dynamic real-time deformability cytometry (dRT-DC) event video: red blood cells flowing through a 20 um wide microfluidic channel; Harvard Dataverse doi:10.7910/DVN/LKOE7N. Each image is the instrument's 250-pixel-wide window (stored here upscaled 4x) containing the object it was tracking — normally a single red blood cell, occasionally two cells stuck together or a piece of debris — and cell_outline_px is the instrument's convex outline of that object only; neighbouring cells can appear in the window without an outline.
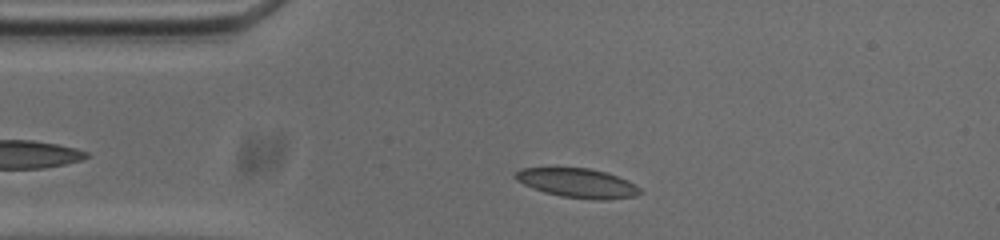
{"species": "common noctule bat (a hibernating species)", "species_latin": "Nyctalus noctula", "temperature_condition": "cold", "stored_images_in_passage": 41, "camera_frame_rate_fps": 3000, "um_per_image_px": 0.085, "animal": {"sex": "male", "body_mass_g": 20.0, "forearm_length_mm": 53.3}, "frame": {"image": 1, "passage_image": 6, "time_ms": 1.667, "image_size_px": [1000, 240], "cell_outline_px": [[640, 192], [636, 196], [608, 200], [592, 200], [560, 196], [544, 192], [532, 188], [516, 180], [512, 176], [520, 168], [588, 168], [604, 172], [628, 180], [636, 184], [640, 188]], "centroid_in_image_um": [49.09, 15.57], "position_along_channel_um": 35.9, "area_um2": 21.33}}
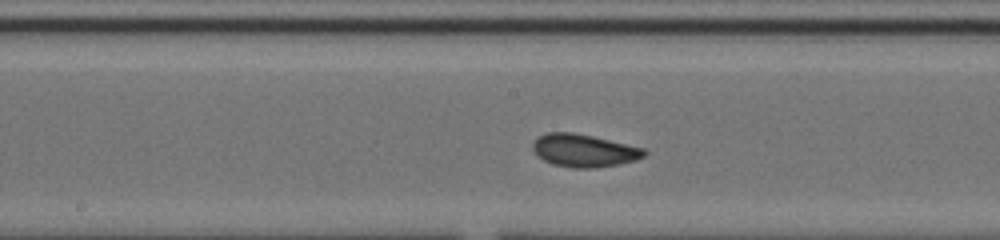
{"frame": {"image": 2, "passage_image": 21, "time_ms": 6.667, "image_size_px": [1000, 240], "cell_outline_px": [[648, 152], [644, 156], [636, 160], [616, 164], [592, 168], [572, 168], [552, 164], [544, 160], [532, 148], [532, 140], [544, 132], [572, 132], [592, 136], [644, 148]], "centroid_in_image_um": [49.6, 12.78], "position_along_channel_um": 198.6, "area_um2": 21.21}}
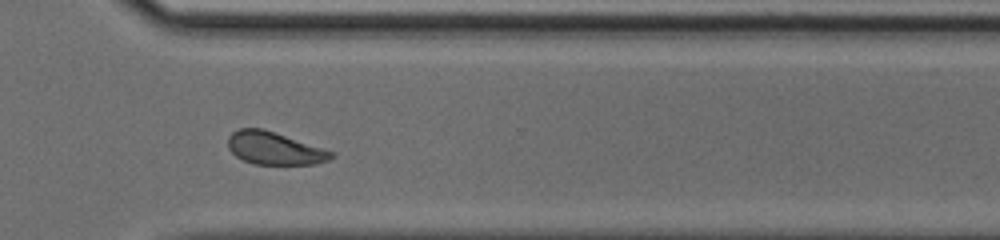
{"frame": {"image": 3, "passage_image": 33, "time_ms": 10.667, "image_size_px": [1000, 240], "cell_outline_px": [[332, 156], [328, 160], [316, 164], [252, 164], [236, 156], [228, 148], [228, 136], [232, 132], [240, 128], [264, 128], [332, 152]], "centroid_in_image_um": [23.26, 12.6], "position_along_channel_um": 347.3, "area_um2": 19.36}, "authors_computed_cell_mechanics": {"area_um2": 21.097, "velocity_mm_per_s": 3.714, "shape_relaxation_time_tau1_ms": 2.9715, "shape_relaxation_time_tau2_ms": 1.7653, "deformation_change_tau1": 0.0825, "deformation_change_tau2": 0.0644}}